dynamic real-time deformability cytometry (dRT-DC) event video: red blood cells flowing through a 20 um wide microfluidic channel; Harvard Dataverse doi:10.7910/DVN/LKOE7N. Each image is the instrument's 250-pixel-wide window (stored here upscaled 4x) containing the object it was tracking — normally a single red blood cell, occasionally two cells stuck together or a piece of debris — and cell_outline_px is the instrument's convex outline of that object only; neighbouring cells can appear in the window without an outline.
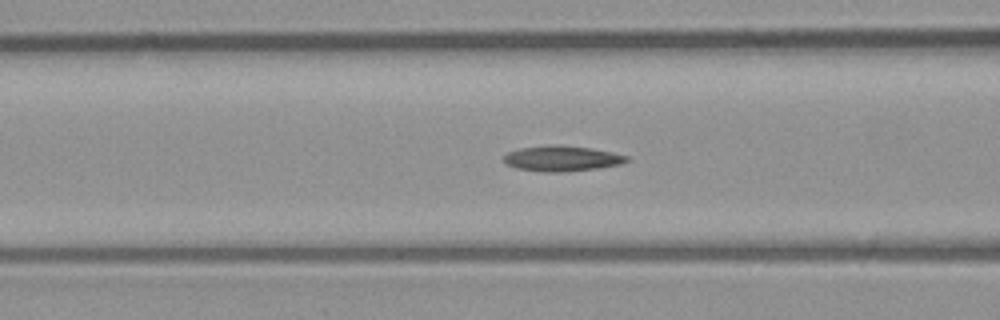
{"species": "common noctule bat (a hibernating species)", "species_latin": "Nyctalus noctula", "temperature_condition": "room temperature", "stored_images_in_passage": 45, "camera_frame_rate_fps": 3000, "um_per_image_px": 0.085, "animal": {"sex": "male", "body_mass_g": 23.1, "forearm_length_mm": 52.7}, "frame": {"image": 1, "passage_image": 13, "time_ms": 4.0, "image_size_px": [1000, 320], "cell_outline_px": [[628, 160], [620, 164], [596, 168], [564, 172], [540, 172], [516, 168], [504, 164], [504, 156], [508, 152], [520, 148], [548, 144], [560, 144], [592, 148], [612, 152], [628, 156]], "centroid_in_image_um": [47.71, 13.46], "position_along_channel_um": 118.9, "area_um2": 18.44}}
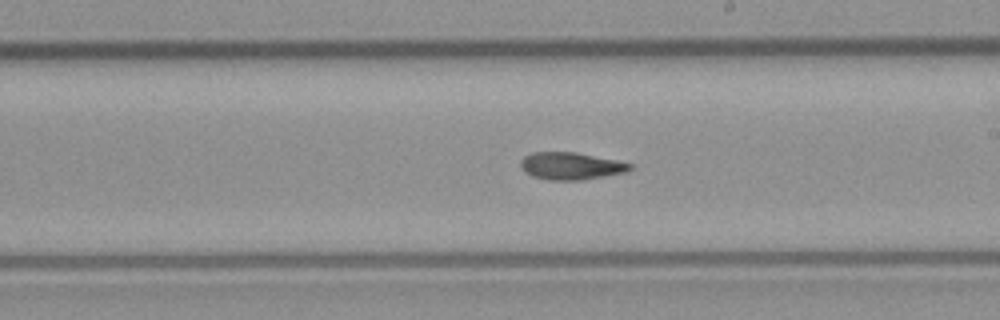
{"frame": {"image": 2, "passage_image": 22, "time_ms": 7.0, "image_size_px": [1000, 320], "cell_outline_px": [[632, 168], [624, 172], [604, 176], [580, 180], [548, 180], [532, 176], [524, 172], [520, 168], [520, 160], [524, 156], [532, 152], [576, 152], [616, 160], [632, 164]], "centroid_in_image_um": [48.46, 14.1], "position_along_channel_um": 240.5, "area_um2": 17.4}}
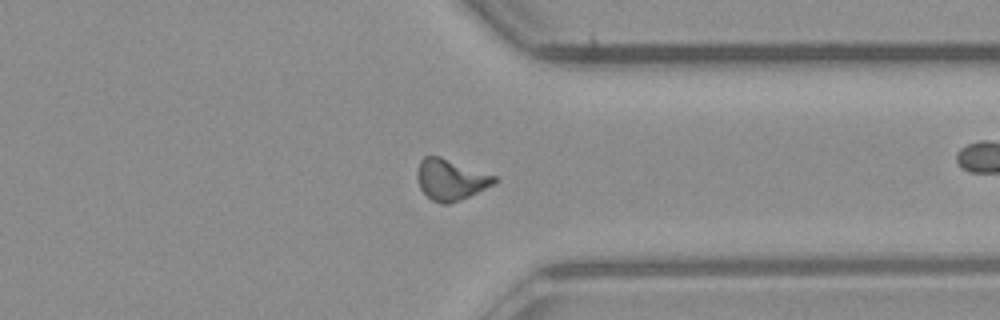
{"frame": {"image": 3, "passage_image": 32, "time_ms": 10.333, "image_size_px": [1000, 320], "cell_outline_px": [[496, 180], [492, 184], [460, 200], [448, 204], [440, 204], [432, 200], [420, 188], [416, 176], [420, 160], [424, 156], [440, 156], [496, 176]], "centroid_in_image_um": [38.26, 15.26], "position_along_channel_um": 373.1, "area_um2": 18.09}, "authors_computed_cell_mechanics": {"area_um2": 17.3978, "velocity_mm_per_s": 4.0532, "shape_relaxation_time_tau1_ms": null, "shape_relaxation_time_tau2_ms": 5.6676, "deformation_change_tau1": null, "deformation_change_tau2": 0.1269}}